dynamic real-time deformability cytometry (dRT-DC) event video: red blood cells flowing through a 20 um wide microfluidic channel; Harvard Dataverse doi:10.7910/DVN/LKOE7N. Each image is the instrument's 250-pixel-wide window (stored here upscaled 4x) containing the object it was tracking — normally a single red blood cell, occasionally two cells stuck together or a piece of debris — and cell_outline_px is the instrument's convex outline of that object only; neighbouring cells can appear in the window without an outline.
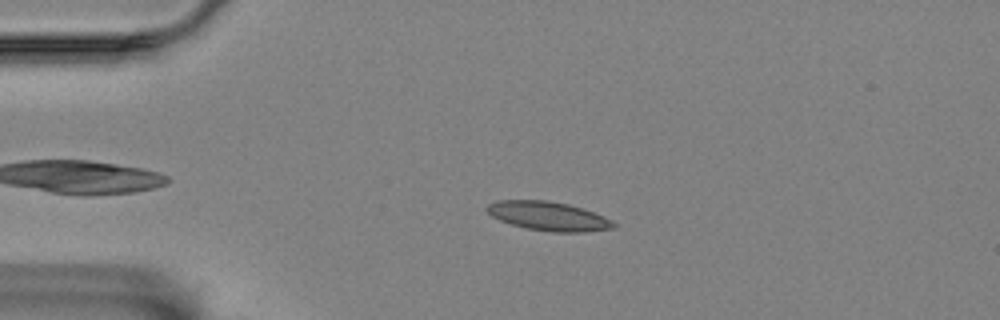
{"species": "Egyptian fruit bat (a non-hibernating species)", "species_latin": "Rousettus aegyptiacus", "temperature_condition": "room temperature", "stored_images_in_passage": 57, "camera_frame_rate_fps": 3000, "um_per_image_px": 0.085, "animal": {"sex": "female"}, "frame": {"image": 1, "passage_image": 12, "time_ms": 3.667, "image_size_px": [1000, 320], "cell_outline_px": [[616, 228], [584, 232], [552, 232], [524, 228], [500, 220], [492, 216], [484, 208], [488, 204], [496, 200], [548, 200], [568, 204], [604, 216], [612, 220], [616, 224]], "centroid_in_image_um": [46.6, 18.37], "position_along_channel_um": 38.4, "area_um2": 21.44}}
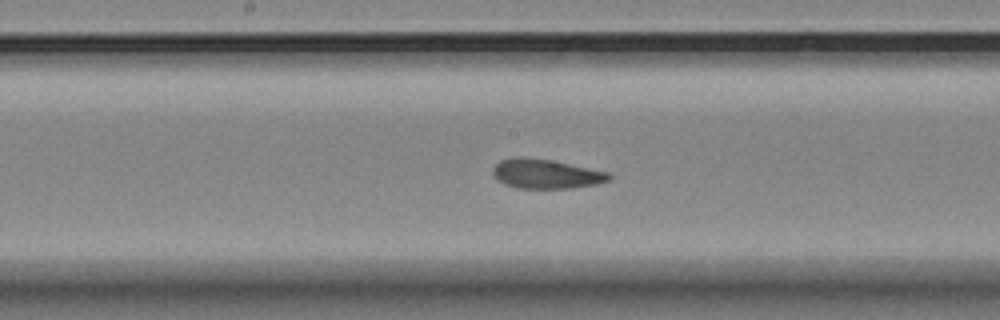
{"frame": {"image": 2, "passage_image": 29, "time_ms": 9.333, "image_size_px": [1000, 320], "cell_outline_px": [[612, 176], [608, 180], [596, 184], [572, 188], [516, 188], [504, 184], [496, 180], [492, 176], [492, 168], [500, 160], [548, 160], [608, 172]], "centroid_in_image_um": [46.4, 14.84], "position_along_channel_um": 201.8, "area_um2": 19.07}}
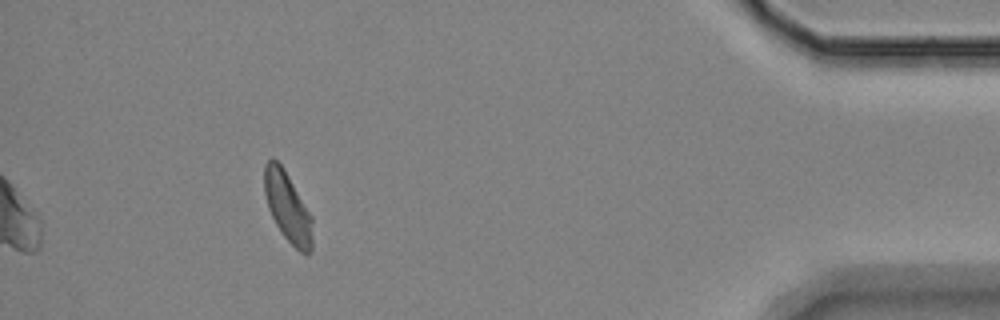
{"frame": {"image": 3, "passage_image": 52, "time_ms": 17.0, "image_size_px": [1000, 320], "cell_outline_px": [[312, 252], [300, 252], [284, 236], [276, 224], [268, 208], [264, 192], [264, 164], [272, 156], [284, 168], [312, 216]], "centroid_in_image_um": [24.44, 17.57], "position_along_channel_um": 410.8, "area_um2": 19.48}, "authors_computed_cell_mechanics": {"area_um2": 20.1144, "velocity_mm_per_s": 3.4282, "shape_relaxation_time_tau1_ms": 8.3306, "shape_relaxation_time_tau2_ms": 1.8719, "deformation_change_tau1": 0.1829, "deformation_change_tau2": 0.0829}}